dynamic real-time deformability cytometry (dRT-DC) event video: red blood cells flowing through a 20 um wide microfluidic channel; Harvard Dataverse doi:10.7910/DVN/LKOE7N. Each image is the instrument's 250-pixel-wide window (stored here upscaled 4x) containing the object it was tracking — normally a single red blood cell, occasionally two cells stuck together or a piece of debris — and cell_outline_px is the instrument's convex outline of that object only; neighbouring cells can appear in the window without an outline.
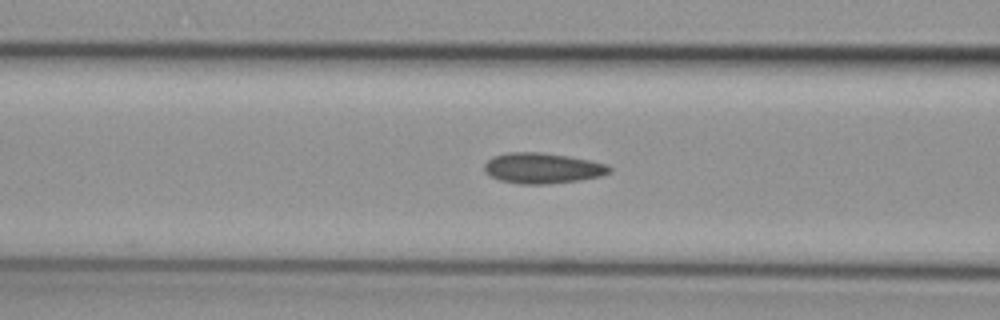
{"species": "common noctule bat (a hibernating species)", "species_latin": "Nyctalus noctula", "temperature_condition": "cold", "stored_images_in_passage": 5, "camera_frame_rate_fps": 3000, "um_per_image_px": 0.085, "animal": {"sex": "female", "body_mass_g": 29.2, "forearm_length_mm": 56.3}, "frame": {"image": 1, "passage_image": 5, "time_ms": 1.333, "image_size_px": [1000, 320], "cell_outline_px": [[612, 172], [600, 176], [580, 180], [548, 184], [520, 184], [500, 180], [488, 176], [484, 172], [484, 164], [492, 156], [508, 152], [540, 152], [568, 156], [608, 164], [612, 168]], "centroid_in_image_um": [46.09, 14.29], "position_along_channel_um": 120.5, "area_um2": 22.48}}